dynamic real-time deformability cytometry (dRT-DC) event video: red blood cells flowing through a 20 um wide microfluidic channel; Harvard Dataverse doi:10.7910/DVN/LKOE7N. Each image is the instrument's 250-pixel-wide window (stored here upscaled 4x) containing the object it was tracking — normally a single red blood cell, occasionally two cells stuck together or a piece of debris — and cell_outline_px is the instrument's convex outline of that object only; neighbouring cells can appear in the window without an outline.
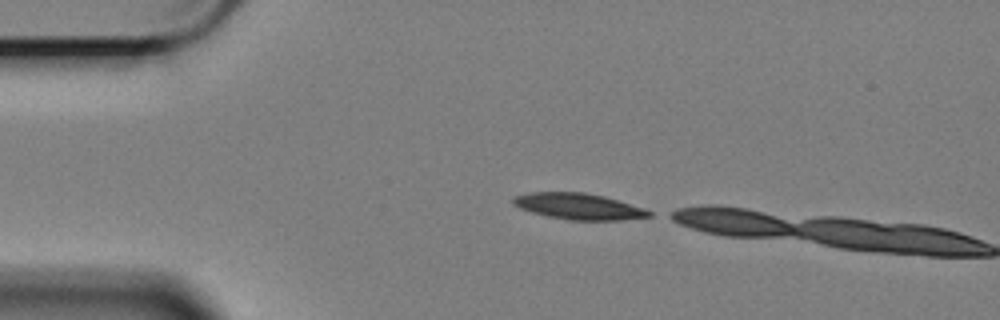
{"species": "Egyptian fruit bat (a non-hibernating species)", "species_latin": "Rousettus aegyptiacus", "temperature_condition": "cold", "stored_images_in_passage": 2, "camera_frame_rate_fps": 3000, "um_per_image_px": 0.085, "animal": {"sex": "female"}, "frame": {"image": 1, "passage_image": 1, "time_ms": 0.0, "image_size_px": [1000, 320], "cell_outline_px": [[652, 216], [620, 220], [568, 220], [548, 216], [532, 212], [520, 208], [512, 204], [512, 196], [528, 192], [584, 192], [604, 196], [644, 208], [652, 212]], "centroid_in_image_um": [49.15, 17.53], "position_along_channel_um": 35.9, "area_um2": 20.75}}